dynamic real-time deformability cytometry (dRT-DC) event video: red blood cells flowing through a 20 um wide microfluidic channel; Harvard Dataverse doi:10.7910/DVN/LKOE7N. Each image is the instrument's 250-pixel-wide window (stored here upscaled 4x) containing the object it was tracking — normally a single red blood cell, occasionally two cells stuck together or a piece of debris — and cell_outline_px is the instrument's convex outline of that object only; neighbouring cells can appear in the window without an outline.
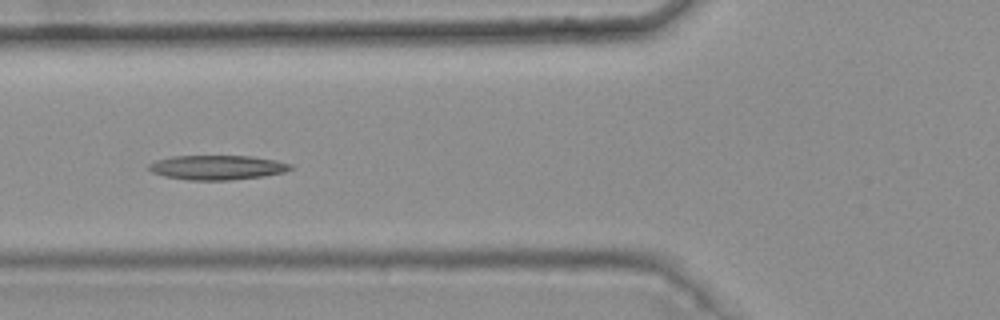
{"species": "common noctule bat (a hibernating species)", "species_latin": "Nyctalus noctula", "temperature_condition": "warm", "stored_images_in_passage": 7, "camera_frame_rate_fps": 3000, "um_per_image_px": 0.085, "animal": {"sex": "female", "body_mass_g": 25.1}, "frame": {"image": 1, "passage_image": 5, "time_ms": 1.333, "image_size_px": [1000, 320], "cell_outline_px": [[296, 168], [284, 172], [264, 176], [228, 180], [188, 180], [164, 176], [152, 172], [148, 168], [148, 164], [156, 160], [172, 156], [252, 156], [276, 160], [292, 164]], "centroid_in_image_um": [18.49, 14.23], "position_along_channel_um": 107.3, "area_um2": 20.35}}
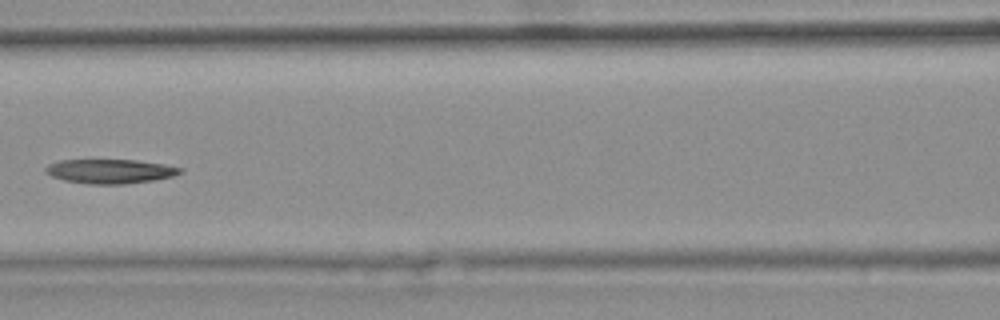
{"frame": {"image": 2, "passage_image": 6, "time_ms": 1.667, "image_size_px": [1000, 320], "cell_outline_px": [[184, 172], [172, 176], [152, 180], [124, 184], [84, 184], [64, 180], [52, 176], [44, 172], [44, 168], [48, 164], [60, 160], [136, 160], [164, 164], [184, 168]], "centroid_in_image_um": [9.35, 14.56], "position_along_channel_um": 157.3, "area_um2": 19.13}}
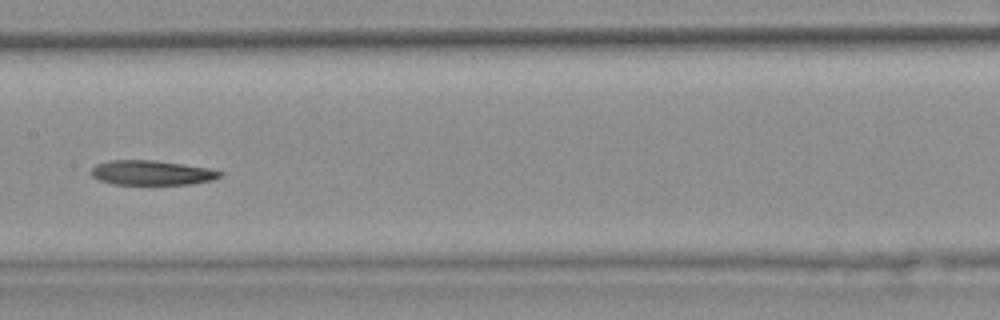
{"frame": {"image": 3, "passage_image": 7, "time_ms": 2.0, "image_size_px": [1000, 320], "cell_outline_px": [[224, 172], [220, 176], [212, 180], [188, 184], [112, 184], [100, 180], [92, 176], [88, 172], [96, 164], [112, 160], [152, 160], [208, 168]], "centroid_in_image_um": [12.85, 14.68], "position_along_channel_um": 194.6, "area_um2": 18.32}}